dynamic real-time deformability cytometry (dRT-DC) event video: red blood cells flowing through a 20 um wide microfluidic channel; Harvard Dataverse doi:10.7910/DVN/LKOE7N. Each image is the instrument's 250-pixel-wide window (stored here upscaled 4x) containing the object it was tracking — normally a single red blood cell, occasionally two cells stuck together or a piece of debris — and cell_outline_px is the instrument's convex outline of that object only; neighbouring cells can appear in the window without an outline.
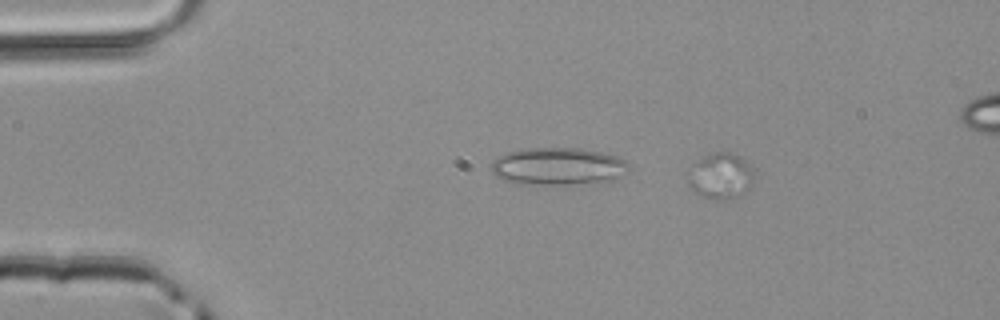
{"species": "common noctule bat (a hibernating species)", "species_latin": "Nyctalus noctula", "temperature_condition": "room temperature", "stored_images_in_passage": 13, "camera_frame_rate_fps": 3000, "um_per_image_px": 0.085, "animal": {"sex": "male", "body_mass_g": 20.4}, "frame": {"image": 1, "passage_image": 3, "time_ms": 0.667, "image_size_px": [1000, 320], "cell_outline_px": [[752, 184], [748, 192], [724, 200], [704, 196], [692, 192], [688, 184], [684, 172], [692, 164], [712, 152], [724, 152], [740, 156], [748, 164], [752, 172]], "centroid_in_image_um": [61.18, 14.96], "position_along_channel_um": 23.8, "area_um2": 17.8}}
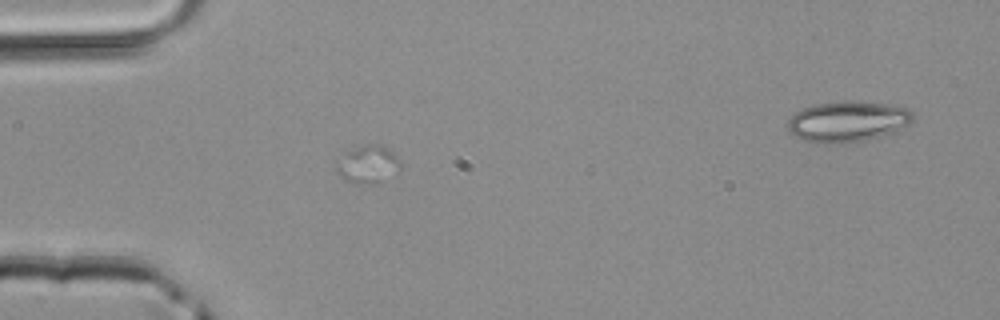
{"frame": {"image": 2, "passage_image": 10, "time_ms": 3.0, "image_size_px": [1000, 320], "cell_outline_px": [[400, 168], [380, 180], [372, 184], [356, 184], [344, 180], [336, 172], [336, 164], [348, 152], [364, 144], [380, 144], [388, 148], [400, 160]], "centroid_in_image_um": [31.25, 13.97], "position_along_channel_um": 53.8, "area_um2": 13.64}}